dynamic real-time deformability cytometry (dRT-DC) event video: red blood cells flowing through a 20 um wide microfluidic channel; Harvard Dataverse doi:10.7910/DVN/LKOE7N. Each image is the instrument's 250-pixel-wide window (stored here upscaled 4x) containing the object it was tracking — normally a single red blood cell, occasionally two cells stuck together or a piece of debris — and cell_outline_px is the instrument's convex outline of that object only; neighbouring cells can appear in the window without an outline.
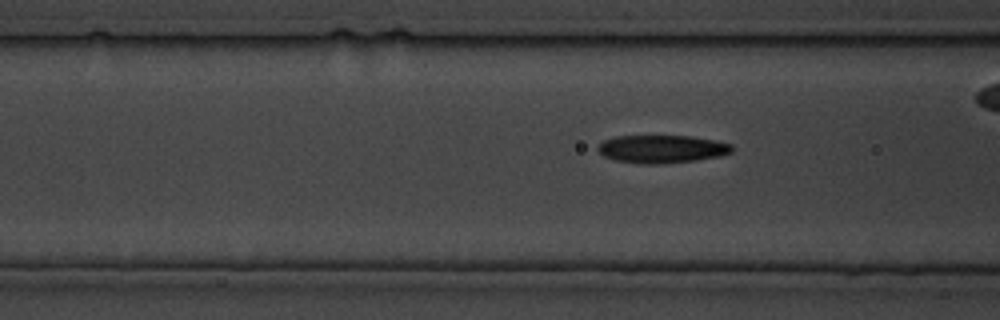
{"species": "common noctule bat (a hibernating species)", "species_latin": "Nyctalus noctula", "temperature_condition": "cold", "stored_images_in_passage": 74, "camera_frame_rate_fps": 3000, "um_per_image_px": 0.085, "animal": {"sex": "male", "body_mass_g": 19.5, "forearm_length_mm": 54.6}, "frame": {"image": 1, "passage_image": 9, "time_ms": 2.667, "image_size_px": [1000, 320], "cell_outline_px": [[732, 152], [720, 156], [696, 160], [664, 164], [640, 164], [612, 160], [604, 156], [596, 148], [604, 140], [616, 136], [692, 136], [716, 140], [732, 144]], "centroid_in_image_um": [56.26, 12.67], "position_along_channel_um": 110.3, "area_um2": 22.02}}
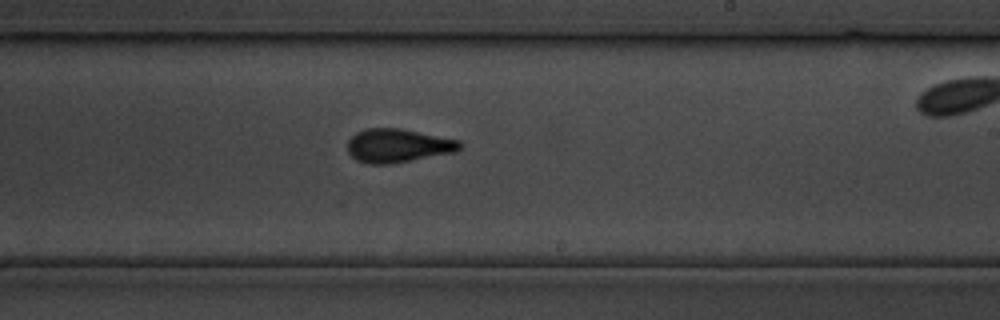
{"frame": {"image": 2, "passage_image": 36, "time_ms": 11.667, "image_size_px": [1000, 320], "cell_outline_px": [[464, 144], [456, 152], [392, 164], [368, 164], [356, 160], [348, 152], [348, 140], [356, 132], [364, 128], [400, 128], [460, 140]], "centroid_in_image_um": [33.83, 12.38], "position_along_channel_um": 255.2, "area_um2": 22.25}}
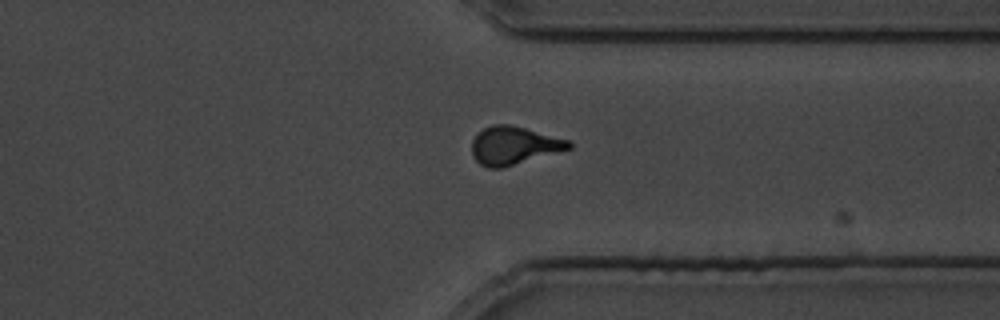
{"frame": {"image": 3, "passage_image": 57, "time_ms": 18.667, "image_size_px": [1000, 320], "cell_outline_px": [[572, 148], [500, 168], [488, 168], [480, 164], [472, 156], [472, 140], [484, 128], [492, 124], [508, 124], [572, 140]], "centroid_in_image_um": [43.68, 12.36], "position_along_channel_um": 367.7, "area_um2": 21.33}}